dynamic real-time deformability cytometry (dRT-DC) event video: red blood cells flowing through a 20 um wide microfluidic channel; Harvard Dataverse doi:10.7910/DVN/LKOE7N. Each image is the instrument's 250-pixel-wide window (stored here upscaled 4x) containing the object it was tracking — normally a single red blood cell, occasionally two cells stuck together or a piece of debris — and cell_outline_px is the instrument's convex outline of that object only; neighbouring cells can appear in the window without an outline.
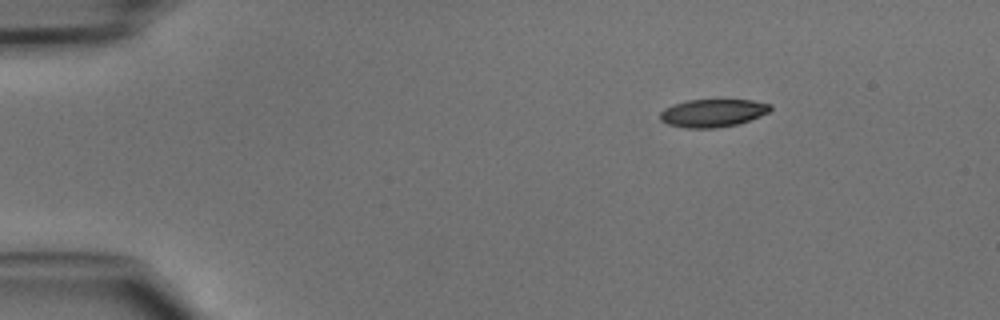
{"species": "common noctule bat (a hibernating species)", "species_latin": "Nyctalus noctula", "temperature_condition": "cold", "stored_images_in_passage": 41, "camera_frame_rate_fps": 3000, "um_per_image_px": 0.085, "animal": {"sex": "male", "body_mass_g": 15.6}, "frame": {"image": 1, "passage_image": 1, "time_ms": 0.0, "image_size_px": [1000, 320], "cell_outline_px": [[772, 108], [768, 112], [760, 116], [736, 124], [716, 128], [684, 128], [668, 124], [660, 120], [660, 112], [664, 108], [672, 104], [688, 100], [752, 100], [772, 104]], "centroid_in_image_um": [60.56, 9.6], "position_along_channel_um": 24.4, "area_um2": 17.92}}
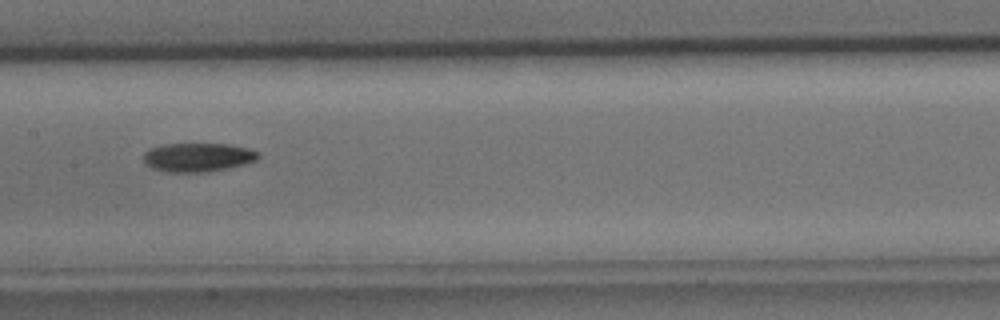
{"frame": {"image": 2, "passage_image": 18, "time_ms": 5.667, "image_size_px": [1000, 320], "cell_outline_px": [[260, 156], [256, 160], [244, 164], [228, 168], [208, 172], [168, 172], [152, 168], [144, 164], [144, 152], [148, 148], [164, 144], [228, 144], [248, 148], [260, 152]], "centroid_in_image_um": [16.81, 13.37], "position_along_channel_um": 190.6, "area_um2": 19.42}}
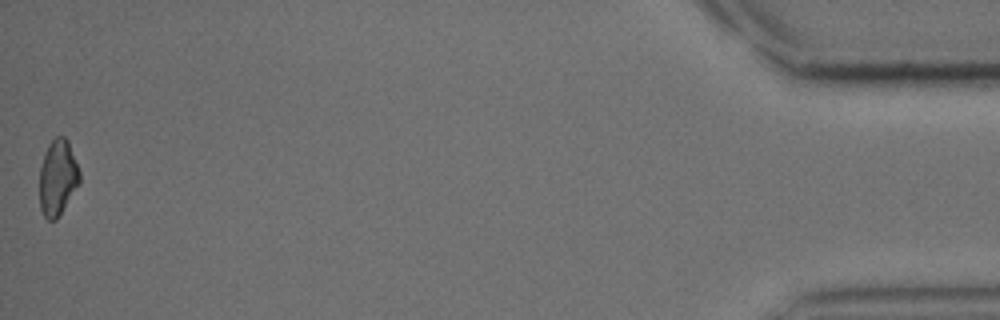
{"frame": {"image": 3, "passage_image": 41, "time_ms": 13.333, "image_size_px": [1000, 320], "cell_outline_px": [[80, 184], [56, 220], [48, 220], [44, 216], [40, 208], [40, 168], [44, 152], [48, 144], [56, 136], [64, 136], [68, 140], [80, 172]], "centroid_in_image_um": [4.91, 15.09], "position_along_channel_um": 430.3, "area_um2": 17.8}}